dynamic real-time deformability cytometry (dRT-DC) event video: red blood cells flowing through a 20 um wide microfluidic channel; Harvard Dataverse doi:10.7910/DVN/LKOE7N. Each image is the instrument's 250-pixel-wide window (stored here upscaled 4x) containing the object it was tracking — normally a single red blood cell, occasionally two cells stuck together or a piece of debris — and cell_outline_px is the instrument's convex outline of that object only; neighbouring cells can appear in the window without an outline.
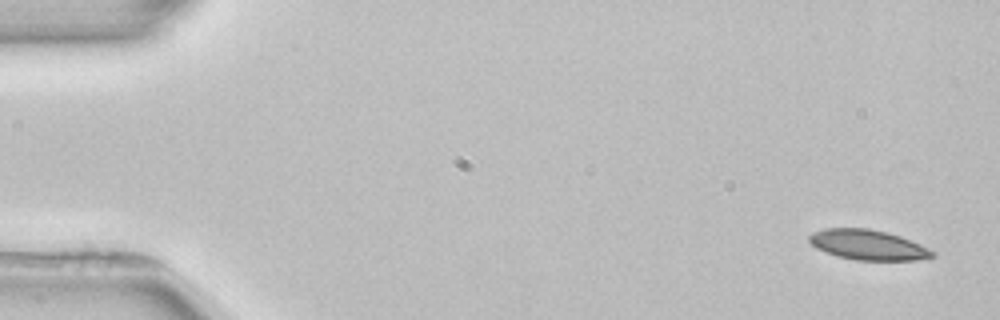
{"species": "common noctule bat (a hibernating species)", "species_latin": "Nyctalus noctula", "temperature_condition": "room temperature", "stored_images_in_passage": 5, "camera_frame_rate_fps": 3000, "um_per_image_px": 0.085, "animal": {"sex": "female", "body_mass_g": 22.7, "forearm_length_mm": 54.2}, "frame": {"image": 1, "passage_image": 1, "time_ms": 0.0, "image_size_px": [1000, 320], "cell_outline_px": [[936, 256], [916, 260], [856, 260], [836, 256], [816, 248], [808, 240], [808, 236], [812, 232], [824, 228], [868, 228], [888, 232], [900, 236], [920, 244], [936, 252]], "centroid_in_image_um": [73.77, 20.81], "position_along_channel_um": 11.2, "area_um2": 21.73}}
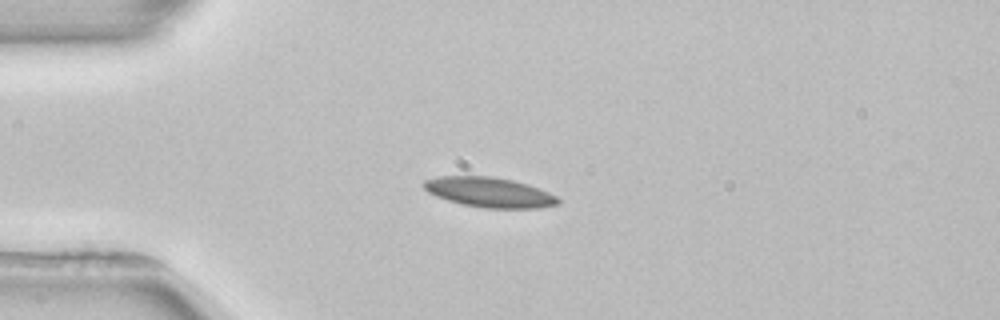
{"frame": {"image": 2, "passage_image": 4, "time_ms": 3.667, "image_size_px": [1000, 320], "cell_outline_px": [[560, 204], [540, 208], [484, 208], [464, 204], [448, 200], [436, 196], [428, 192], [424, 188], [424, 180], [440, 176], [488, 176], [512, 180], [528, 184], [540, 188], [556, 196], [560, 200]], "centroid_in_image_um": [41.63, 16.34], "position_along_channel_um": 43.4, "area_um2": 23.35}}